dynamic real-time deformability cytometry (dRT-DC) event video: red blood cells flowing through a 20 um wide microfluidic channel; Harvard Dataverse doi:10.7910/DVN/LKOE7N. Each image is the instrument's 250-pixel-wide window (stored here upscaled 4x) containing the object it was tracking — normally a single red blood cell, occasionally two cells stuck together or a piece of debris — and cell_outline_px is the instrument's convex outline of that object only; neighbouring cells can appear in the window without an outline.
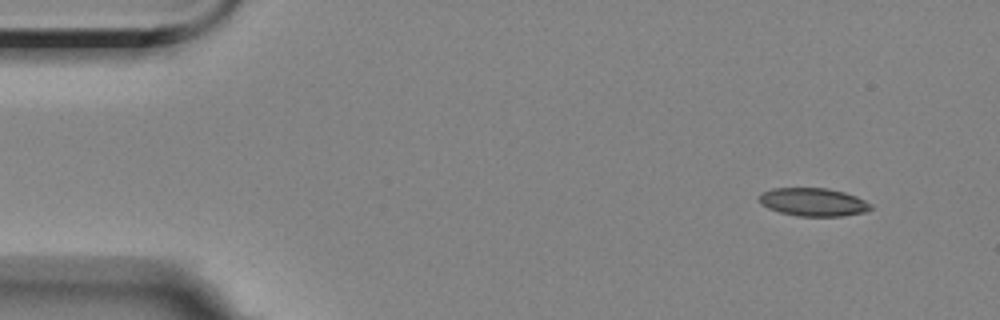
{"species": "Egyptian fruit bat (a non-hibernating species)", "species_latin": "Rousettus aegyptiacus", "temperature_condition": "room temperature", "stored_images_in_passage": 4, "camera_frame_rate_fps": 3000, "um_per_image_px": 0.085, "animal": {"sex": "female"}, "frame": {"image": 1, "passage_image": 1, "time_ms": 0.0, "image_size_px": [1000, 320], "cell_outline_px": [[872, 208], [864, 212], [844, 216], [800, 216], [780, 212], [768, 208], [760, 204], [760, 192], [772, 188], [828, 188], [844, 192], [856, 196], [872, 204]], "centroid_in_image_um": [69.12, 17.17], "position_along_channel_um": 15.9, "area_um2": 18.32}}
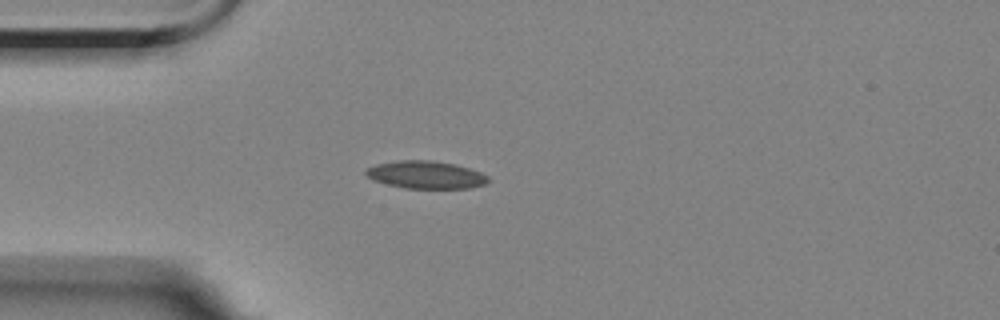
{"frame": {"image": 2, "passage_image": 4, "time_ms": 3.333, "image_size_px": [1000, 320], "cell_outline_px": [[492, 180], [484, 184], [468, 188], [404, 188], [372, 180], [364, 172], [364, 168], [376, 164], [400, 160], [432, 160], [456, 164], [480, 172], [488, 176]], "centroid_in_image_um": [36.18, 14.85], "position_along_channel_um": 48.8, "area_um2": 19.77}}